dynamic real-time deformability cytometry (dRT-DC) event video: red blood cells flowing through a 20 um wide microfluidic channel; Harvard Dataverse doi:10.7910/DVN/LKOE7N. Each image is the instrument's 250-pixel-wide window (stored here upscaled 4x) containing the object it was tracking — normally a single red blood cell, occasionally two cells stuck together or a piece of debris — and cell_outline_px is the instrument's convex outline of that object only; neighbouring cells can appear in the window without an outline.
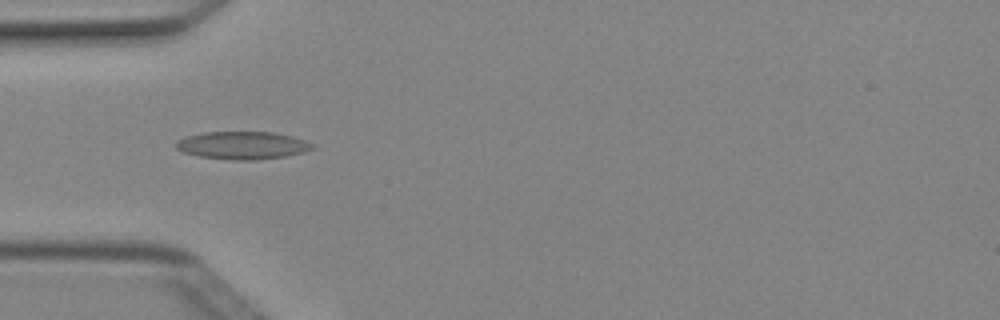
{"species": "Egyptian fruit bat (a non-hibernating species)", "species_latin": "Rousettus aegyptiacus", "temperature_condition": "cold", "stored_images_in_passage": 7, "camera_frame_rate_fps": 3000, "um_per_image_px": 0.085, "animal": {"sex": "female"}, "frame": {"image": 1, "passage_image": 4, "time_ms": 1.0, "image_size_px": [1000, 320], "cell_outline_px": [[316, 148], [304, 152], [284, 156], [252, 160], [228, 160], [200, 156], [184, 152], [176, 148], [176, 144], [184, 136], [204, 132], [272, 132], [292, 136], [304, 140], [312, 144]], "centroid_in_image_um": [20.62, 12.35], "position_along_channel_um": 64.4, "area_um2": 21.91}}
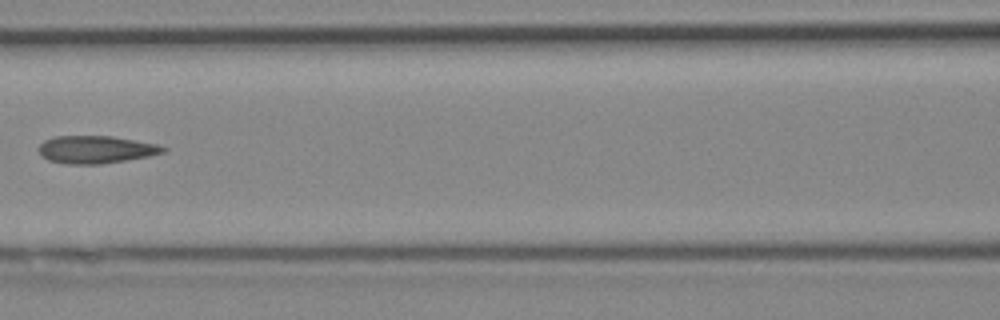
{"frame": {"image": 2, "passage_image": 6, "time_ms": 1.667, "image_size_px": [1000, 320], "cell_outline_px": [[168, 152], [148, 156], [100, 164], [64, 164], [48, 160], [40, 156], [36, 148], [44, 140], [56, 136], [112, 136], [156, 144], [168, 148]], "centroid_in_image_um": [8.11, 12.71], "position_along_channel_um": 158.5, "area_um2": 20.17}}
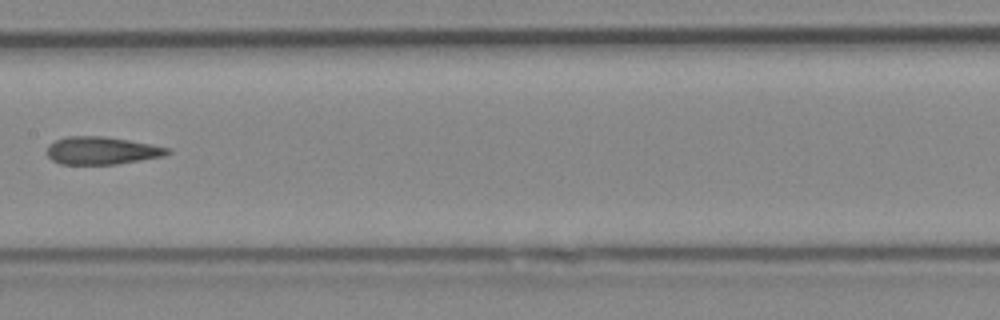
{"frame": {"image": 3, "passage_image": 7, "time_ms": 2.0, "image_size_px": [1000, 320], "cell_outline_px": [[172, 152], [164, 156], [116, 164], [60, 164], [52, 160], [48, 156], [48, 144], [56, 140], [68, 136], [104, 136], [128, 140], [172, 148]], "centroid_in_image_um": [8.67, 12.8], "position_along_channel_um": 198.7, "area_um2": 19.42}}